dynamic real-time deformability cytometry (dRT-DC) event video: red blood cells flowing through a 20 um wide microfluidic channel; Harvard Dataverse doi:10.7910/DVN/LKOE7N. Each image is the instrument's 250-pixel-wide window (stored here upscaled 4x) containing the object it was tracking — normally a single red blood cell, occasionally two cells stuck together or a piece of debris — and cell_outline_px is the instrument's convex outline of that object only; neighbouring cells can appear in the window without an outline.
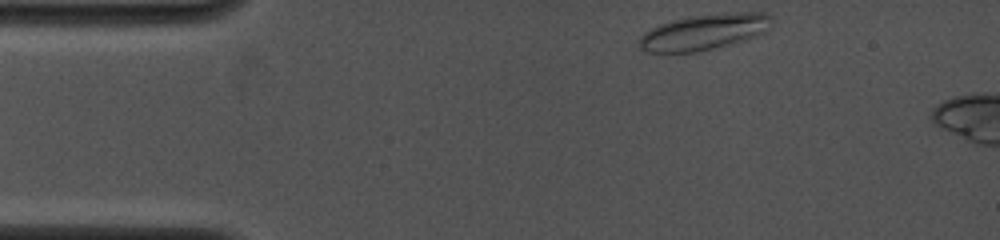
{"species": "common noctule bat (a hibernating species)", "species_latin": "Nyctalus noctula", "temperature_condition": "cold", "stored_images_in_passage": 22, "camera_frame_rate_fps": 4000, "um_per_image_px": 0.085, "animal": {"sex": "female", "body_mass_g": 19.0, "forearm_length_mm": 53.3}, "frame": {"image": 1, "passage_image": 1, "time_ms": 0.0, "image_size_px": [1000, 240], "cell_outline_px": [[772, 24], [764, 32], [756, 36], [744, 40], [696, 52], [648, 52], [640, 48], [640, 36], [644, 32], [660, 24], [672, 20], [688, 16], [724, 12], [764, 12], [772, 16]], "centroid_in_image_um": [59.88, 2.69], "position_along_channel_um": 25.1, "area_um2": 27.63}}
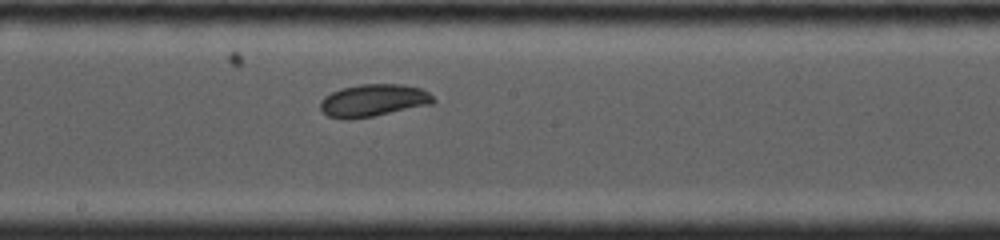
{"frame": {"image": 2, "passage_image": 11, "time_ms": 6.25, "image_size_px": [1000, 240], "cell_outline_px": [[436, 100], [432, 104], [372, 116], [328, 116], [320, 108], [320, 100], [324, 96], [340, 88], [360, 84], [400, 84], [420, 88], [428, 92]], "centroid_in_image_um": [31.77, 8.48], "position_along_channel_um": 216.4, "area_um2": 20.63}}
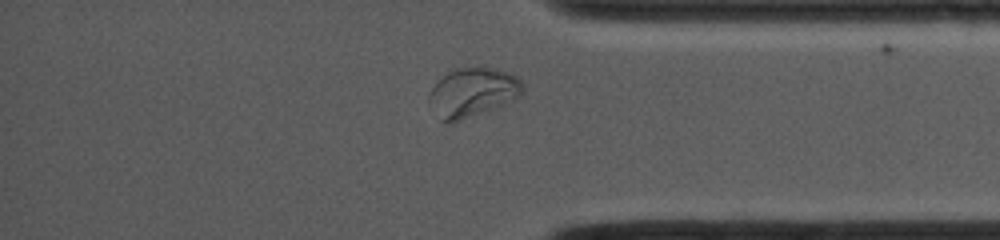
{"frame": {"image": 3, "passage_image": 21, "time_ms": 10.75, "image_size_px": [1000, 240], "cell_outline_px": [[524, 88], [520, 96], [512, 100], [452, 124], [448, 124], [440, 120], [428, 108], [428, 96], [432, 88], [448, 72], [456, 68], [492, 68], [512, 72], [524, 84]], "centroid_in_image_um": [40.13, 7.88], "position_along_channel_um": 395.1, "area_um2": 26.88}}